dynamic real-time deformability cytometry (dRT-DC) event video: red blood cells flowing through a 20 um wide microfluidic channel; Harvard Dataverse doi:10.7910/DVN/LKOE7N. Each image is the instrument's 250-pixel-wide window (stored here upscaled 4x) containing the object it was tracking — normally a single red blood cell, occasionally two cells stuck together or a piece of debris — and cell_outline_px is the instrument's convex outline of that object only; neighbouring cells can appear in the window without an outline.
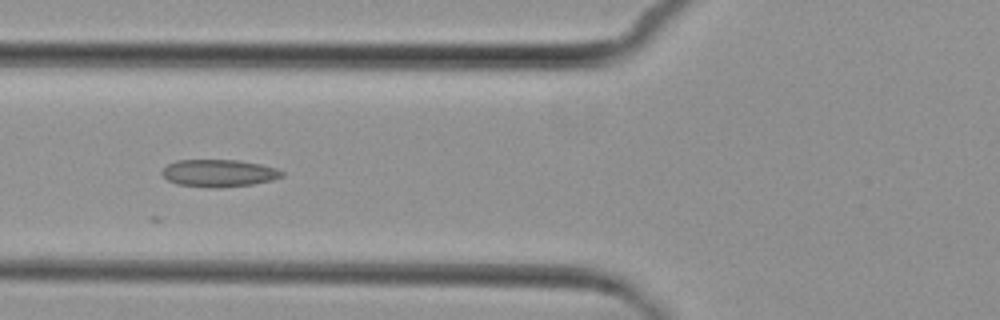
{"species": "common noctule bat (a hibernating species)", "species_latin": "Nyctalus noctula", "temperature_condition": "cold", "stored_images_in_passage": 4, "camera_frame_rate_fps": 3000, "um_per_image_px": 0.085, "animal": {"sex": "female", "body_mass_g": 29.2, "forearm_length_mm": 56.3}, "frame": {"image": 1, "passage_image": 2, "time_ms": 1.333, "image_size_px": [1000, 320], "cell_outline_px": [[284, 176], [272, 180], [252, 184], [220, 188], [208, 188], [176, 184], [168, 180], [160, 172], [168, 164], [176, 160], [236, 160], [260, 164], [276, 168], [284, 172]], "centroid_in_image_um": [18.59, 14.72], "position_along_channel_um": 107.2, "area_um2": 19.19}}
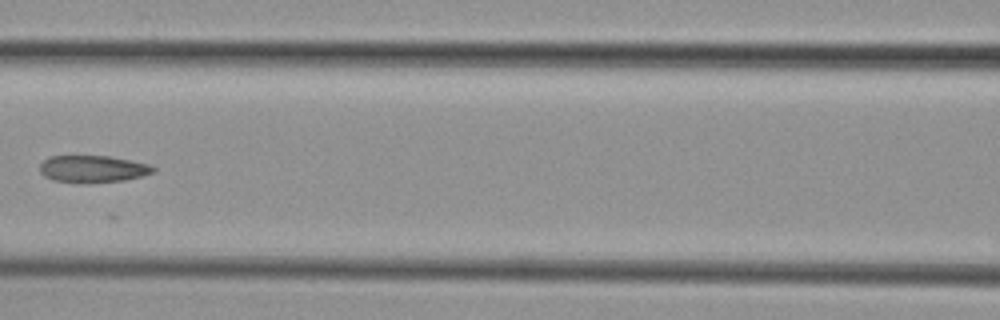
{"frame": {"image": 2, "passage_image": 3, "time_ms": 2.667, "image_size_px": [1000, 320], "cell_outline_px": [[156, 172], [124, 180], [88, 184], [76, 184], [52, 180], [44, 176], [40, 172], [40, 164], [48, 156], [108, 156], [148, 164], [156, 168]], "centroid_in_image_um": [7.84, 14.38], "position_along_channel_um": 158.8, "area_um2": 18.15}}
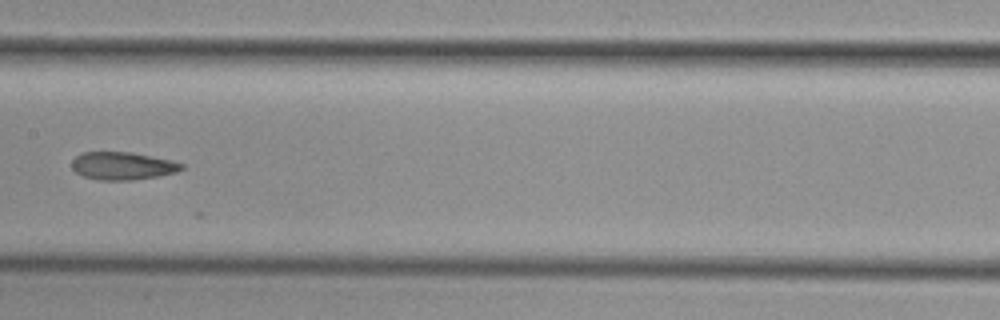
{"frame": {"image": 3, "passage_image": 4, "time_ms": 3.667, "image_size_px": [1000, 320], "cell_outline_px": [[184, 168], [176, 172], [156, 176], [132, 180], [100, 180], [84, 176], [76, 172], [72, 168], [72, 160], [76, 156], [84, 152], [132, 152], [172, 160], [184, 164]], "centroid_in_image_um": [10.43, 14.09], "position_along_channel_um": 197.0, "area_um2": 17.69}}